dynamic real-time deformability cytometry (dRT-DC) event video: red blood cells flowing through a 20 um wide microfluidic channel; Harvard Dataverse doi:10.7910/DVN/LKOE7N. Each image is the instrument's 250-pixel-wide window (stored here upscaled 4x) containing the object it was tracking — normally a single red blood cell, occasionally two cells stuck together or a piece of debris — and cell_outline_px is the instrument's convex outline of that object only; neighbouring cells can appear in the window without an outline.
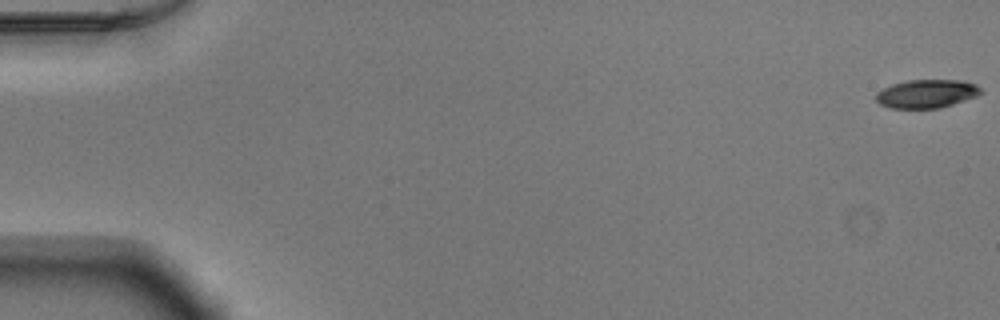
{"species": "Egyptian fruit bat (a non-hibernating species)", "species_latin": "Rousettus aegyptiacus", "temperature_condition": "warm", "stored_images_in_passage": 51, "camera_frame_rate_fps": 3000, "um_per_image_px": 0.085, "animal": {"sex": "male"}, "frame": {"image": 1, "passage_image": 1, "time_ms": 0.0, "image_size_px": [1000, 320], "cell_outline_px": [[984, 92], [976, 96], [940, 108], [888, 108], [880, 104], [876, 100], [876, 92], [892, 84], [908, 80], [960, 80], [976, 84]], "centroid_in_image_um": [78.75, 7.96], "position_along_channel_um": 6.2, "area_um2": 17.34}}
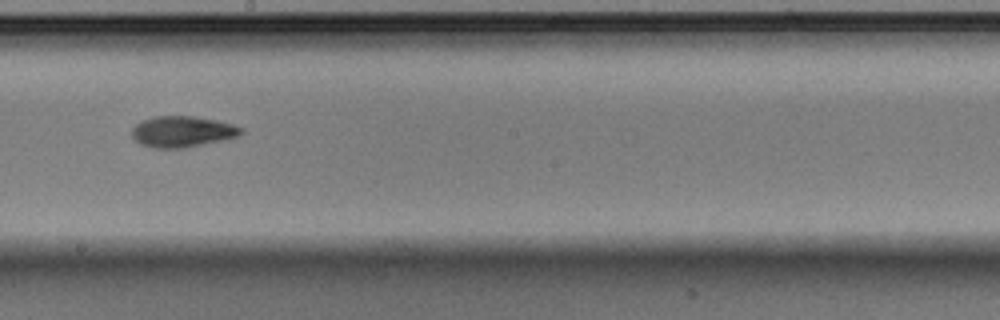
{"frame": {"image": 2, "passage_image": 31, "time_ms": 10.0, "image_size_px": [1000, 320], "cell_outline_px": [[244, 132], [240, 136], [204, 144], [184, 148], [152, 148], [140, 144], [132, 136], [132, 128], [140, 120], [152, 116], [192, 116], [216, 120], [232, 124], [244, 128]], "centroid_in_image_um": [15.49, 11.18], "position_along_channel_um": 232.7, "area_um2": 19.94}}
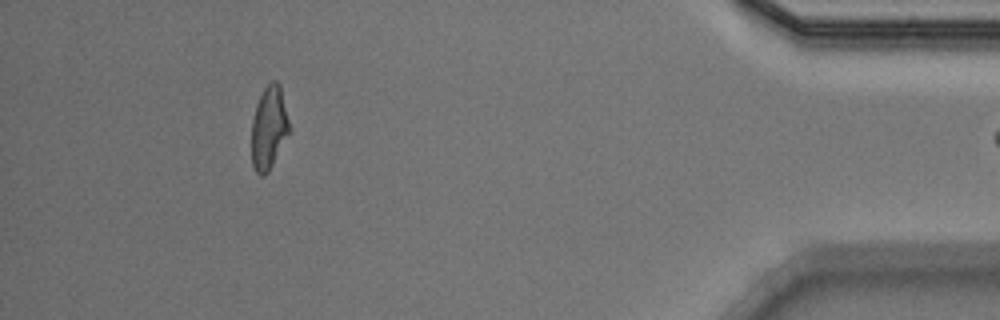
{"frame": {"image": 3, "passage_image": 49, "time_ms": 16.0, "image_size_px": [1000, 320], "cell_outline_px": [[288, 132], [268, 172], [264, 176], [260, 176], [256, 172], [252, 164], [252, 120], [256, 104], [264, 88], [272, 80], [276, 80], [280, 84], [288, 120]], "centroid_in_image_um": [22.82, 10.84], "position_along_channel_um": 412.4, "area_um2": 17.74}, "authors_computed_cell_mechanics": {"area_um2": 18.785, "velocity_mm_per_s": 3.9129, "shape_relaxation_time_tau1_ms": 6.4176, "shape_relaxation_time_tau2_ms": 4.3187, "deformation_change_tau1": 0.1975, "deformation_change_tau2": 0.1131}}